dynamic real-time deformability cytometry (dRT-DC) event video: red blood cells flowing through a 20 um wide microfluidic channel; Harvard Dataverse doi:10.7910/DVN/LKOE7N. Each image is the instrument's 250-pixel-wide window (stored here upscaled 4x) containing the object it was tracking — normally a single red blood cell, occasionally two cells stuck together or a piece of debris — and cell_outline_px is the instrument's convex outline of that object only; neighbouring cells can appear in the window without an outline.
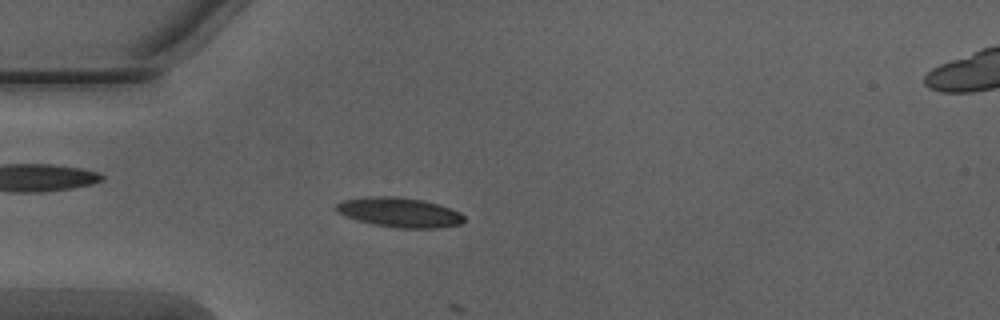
{"species": "Egyptian fruit bat (a non-hibernating species)", "species_latin": "Rousettus aegyptiacus", "temperature_condition": "warm", "stored_images_in_passage": 15, "camera_frame_rate_fps": 3000, "um_per_image_px": 0.085, "animal": {"sex": "male"}, "frame": {"image": 1, "passage_image": 14, "time_ms": 4.333, "image_size_px": [1000, 320], "cell_outline_px": [[464, 220], [460, 224], [440, 228], [400, 228], [372, 224], [356, 220], [344, 216], [336, 212], [336, 204], [344, 200], [368, 196], [396, 196], [424, 200], [440, 204], [460, 212], [464, 216]], "centroid_in_image_um": [33.95, 18.05], "position_along_channel_um": 51.0, "area_um2": 22.31}}